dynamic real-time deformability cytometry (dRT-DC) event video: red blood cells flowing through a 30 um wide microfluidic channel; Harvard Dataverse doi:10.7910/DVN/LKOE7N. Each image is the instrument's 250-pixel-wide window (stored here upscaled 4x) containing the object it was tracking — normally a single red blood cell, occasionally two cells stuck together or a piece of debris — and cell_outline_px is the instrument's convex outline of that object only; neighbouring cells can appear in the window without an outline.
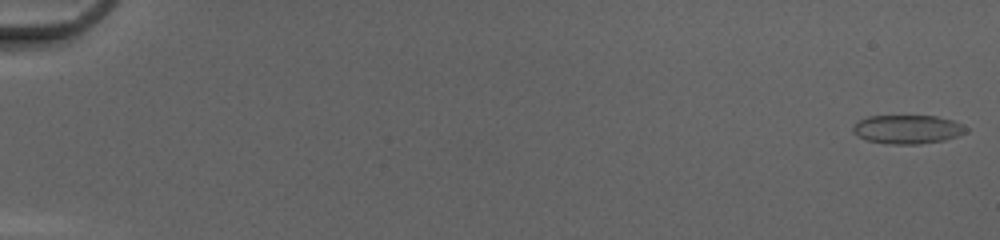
{"species": "common noctule bat (a hibernating species)", "species_latin": "Nyctalus noctula", "temperature_condition": "cold", "stored_images_in_passage": 51, "camera_frame_rate_fps": 3000, "um_per_image_px": 0.085, "animal": {"sex": "female", "body_mass_g": 20.0, "forearm_length_mm": 54.0}, "frame": {"image": 1, "passage_image": 1, "time_ms": 0.0, "image_size_px": [1000, 240], "cell_outline_px": [[968, 132], [944, 140], [920, 144], [892, 144], [868, 140], [856, 136], [852, 132], [852, 128], [860, 120], [868, 116], [936, 116], [952, 120], [964, 124], [968, 128]], "centroid_in_image_um": [77.16, 10.99], "position_along_channel_um": 7.8, "area_um2": 18.96}}
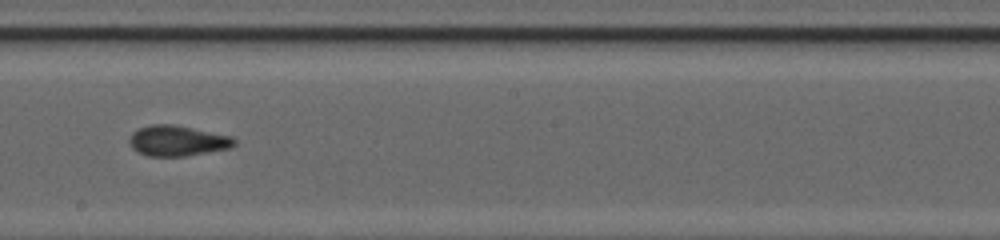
{"frame": {"image": 2, "passage_image": 31, "time_ms": 10.0, "image_size_px": [1000, 240], "cell_outline_px": [[236, 144], [232, 148], [184, 156], [148, 156], [132, 148], [128, 140], [132, 132], [140, 128], [152, 124], [172, 124], [232, 136], [236, 140]], "centroid_in_image_um": [15.1, 11.96], "position_along_channel_um": 233.1, "area_um2": 18.61}}
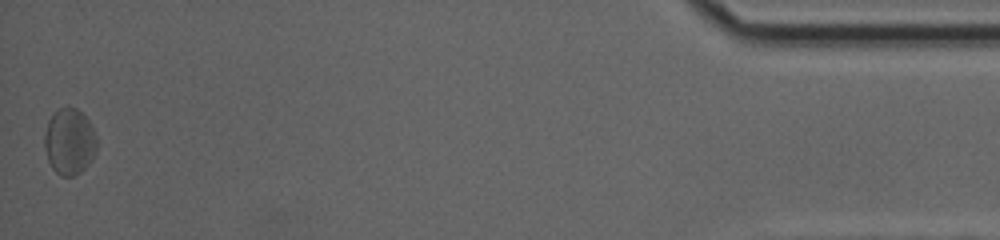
{"frame": {"image": 3, "passage_image": 51, "time_ms": 16.667, "image_size_px": [1000, 240], "cell_outline_px": [[96, 148], [92, 160], [80, 172], [72, 176], [60, 176], [52, 168], [48, 160], [44, 148], [44, 136], [48, 120], [60, 108], [76, 108], [92, 124], [96, 136]], "centroid_in_image_um": [5.9, 12.05], "position_along_channel_um": 429.3, "area_um2": 20.06}, "authors_computed_cell_mechanics": {"area_um2": 18.6116, "velocity_mm_per_s": 4.1792, "shape_relaxation_time_tau1_ms": 7.0758, "shape_relaxation_time_tau2_ms": 2.0171, "deformation_change_tau1": 0.1057, "deformation_change_tau2": 0.0776}}